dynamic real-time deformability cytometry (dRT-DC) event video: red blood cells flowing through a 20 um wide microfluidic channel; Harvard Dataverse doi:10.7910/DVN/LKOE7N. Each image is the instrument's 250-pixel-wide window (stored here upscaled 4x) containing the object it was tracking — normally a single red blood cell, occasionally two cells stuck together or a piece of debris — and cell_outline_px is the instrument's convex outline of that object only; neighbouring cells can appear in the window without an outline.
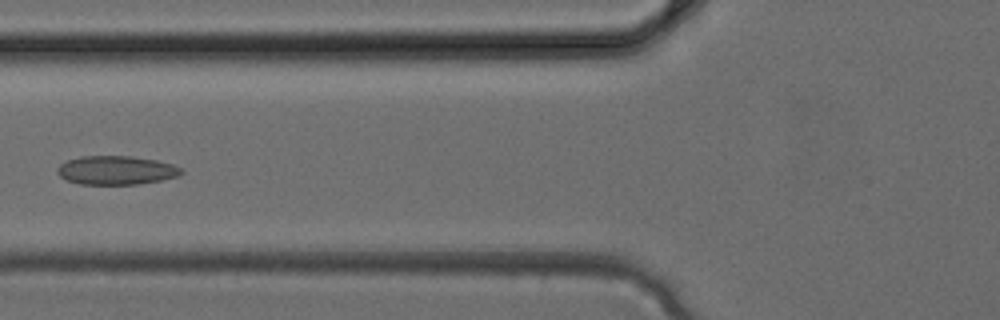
{"species": "common noctule bat (a hibernating species)", "species_latin": "Nyctalus noctula", "temperature_condition": "cold", "stored_images_in_passage": 4, "camera_frame_rate_fps": 3000, "um_per_image_px": 0.085, "animal": {"sex": "female", "body_mass_g": 24.6, "forearm_length_mm": 56.2}, "frame": {"image": 1, "passage_image": 4, "time_ms": 1.0, "image_size_px": [1000, 320], "cell_outline_px": [[184, 172], [176, 176], [160, 180], [136, 184], [80, 184], [68, 180], [60, 176], [56, 172], [56, 168], [60, 164], [68, 160], [80, 156], [132, 156], [156, 160], [172, 164], [180, 168]], "centroid_in_image_um": [9.84, 14.46], "position_along_channel_um": 116.0, "area_um2": 20.63}}